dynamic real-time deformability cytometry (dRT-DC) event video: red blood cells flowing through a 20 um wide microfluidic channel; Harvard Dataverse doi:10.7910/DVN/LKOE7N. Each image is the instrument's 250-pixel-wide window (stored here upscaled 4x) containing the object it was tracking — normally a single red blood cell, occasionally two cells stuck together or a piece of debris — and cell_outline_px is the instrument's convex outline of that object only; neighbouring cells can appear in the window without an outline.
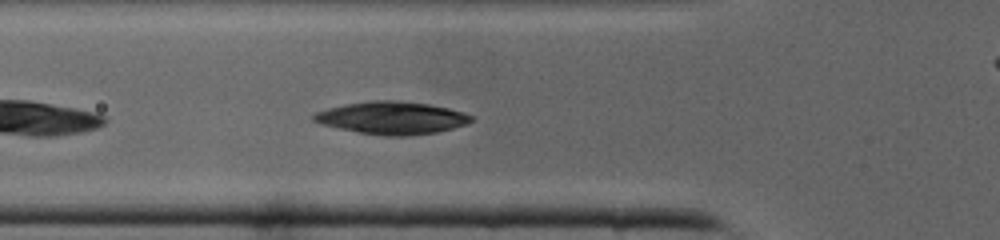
{"species": "common noctule bat (a hibernating species)", "species_latin": "Nyctalus noctula", "temperature_condition": "cold", "stored_images_in_passage": 30, "camera_frame_rate_fps": 3000, "um_per_image_px": 0.085, "animal": {"sex": "male", "body_mass_g": 19.0, "forearm_length_mm": 50.8}, "frame": {"image": 1, "passage_image": 4, "time_ms": 1.0, "image_size_px": [1000, 240], "cell_outline_px": [[472, 120], [468, 124], [436, 132], [404, 136], [384, 136], [360, 132], [340, 128], [324, 124], [312, 120], [312, 116], [316, 112], [328, 108], [344, 104], [372, 100], [400, 100], [428, 104], [448, 108], [464, 112], [472, 116]], "centroid_in_image_um": [33.33, 10.01], "position_along_channel_um": 92.5, "area_um2": 29.71}}
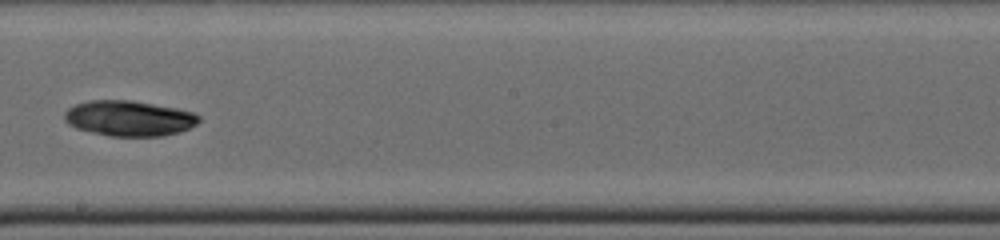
{"frame": {"image": 2, "passage_image": 13, "time_ms": 4.0, "image_size_px": [1000, 240], "cell_outline_px": [[200, 120], [196, 124], [180, 132], [164, 136], [108, 136], [76, 128], [68, 124], [64, 120], [64, 116], [68, 108], [76, 104], [92, 100], [132, 100], [176, 108], [192, 112], [200, 116]], "centroid_in_image_um": [10.97, 10.06], "position_along_channel_um": 237.2, "area_um2": 27.74}}
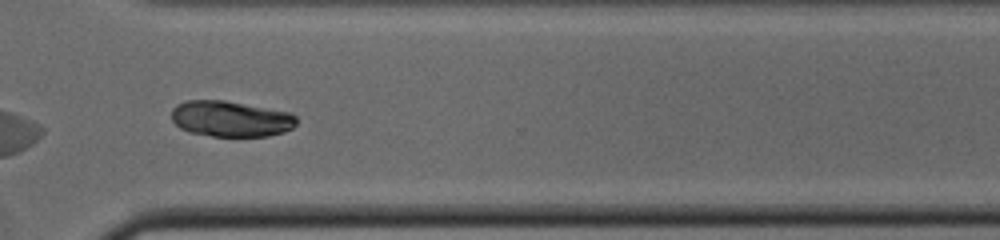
{"frame": {"image": 3, "passage_image": 20, "time_ms": 6.333, "image_size_px": [1000, 240], "cell_outline_px": [[296, 124], [292, 128], [284, 132], [268, 136], [212, 136], [188, 132], [180, 128], [172, 120], [172, 108], [176, 104], [188, 100], [224, 100], [292, 112], [296, 116]], "centroid_in_image_um": [19.62, 10.09], "position_along_channel_um": 351.0, "area_um2": 26.3}}